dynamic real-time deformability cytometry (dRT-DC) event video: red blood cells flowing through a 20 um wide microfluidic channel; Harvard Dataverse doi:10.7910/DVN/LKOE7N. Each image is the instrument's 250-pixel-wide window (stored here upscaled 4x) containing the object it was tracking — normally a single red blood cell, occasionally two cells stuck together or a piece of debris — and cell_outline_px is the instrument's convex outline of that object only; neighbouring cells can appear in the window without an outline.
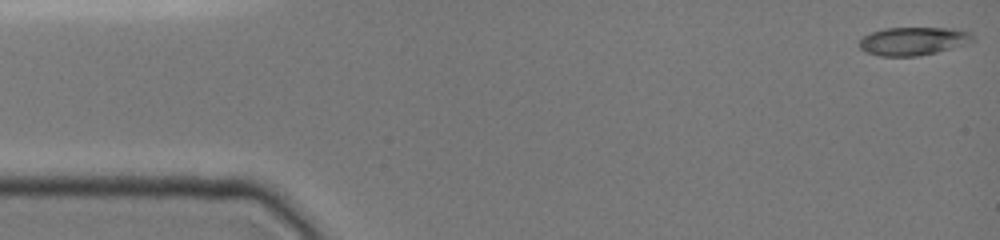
{"species": "common noctule bat (a hibernating species)", "species_latin": "Nyctalus noctula", "temperature_condition": "cold", "stored_images_in_passage": 28, "camera_frame_rate_fps": 3000, "um_per_image_px": 0.085, "animal": {"sex": "female", "body_mass_g": 19.0, "forearm_length_mm": 51.5}, "frame": {"image": 1, "passage_image": 1, "time_ms": 0.0, "image_size_px": [1000, 240], "cell_outline_px": [[976, 40], [968, 44], [920, 56], [880, 56], [864, 52], [860, 48], [860, 40], [864, 36], [872, 32], [884, 28], [952, 28], [972, 32], [976, 36]], "centroid_in_image_um": [77.69, 3.49], "position_along_channel_um": 7.3, "area_um2": 18.9}}
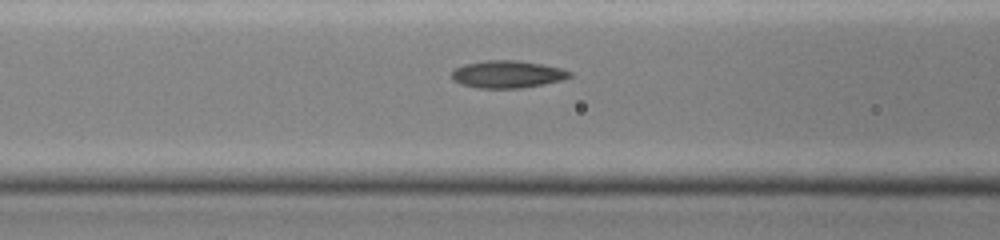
{"frame": {"image": 2, "passage_image": 16, "time_ms": 6.0, "image_size_px": [1000, 240], "cell_outline_px": [[572, 76], [564, 80], [524, 88], [476, 88], [460, 84], [452, 80], [452, 72], [456, 68], [464, 64], [484, 60], [516, 60], [540, 64], [560, 68], [572, 72]], "centroid_in_image_um": [43.13, 6.32], "position_along_channel_um": 123.5, "area_um2": 18.96}}
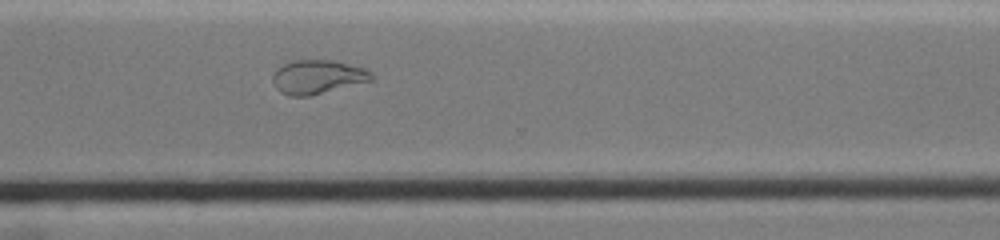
{"frame": {"image": 3, "passage_image": 28, "time_ms": 11.667, "image_size_px": [1000, 240], "cell_outline_px": [[372, 80], [308, 96], [288, 96], [280, 92], [276, 88], [272, 80], [272, 76], [276, 68], [292, 60], [336, 60], [368, 68], [372, 72]], "centroid_in_image_um": [26.99, 6.52], "position_along_channel_um": 343.6, "area_um2": 19.65}}